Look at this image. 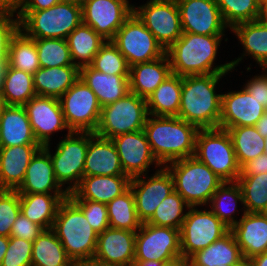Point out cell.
Returning a JSON list of instances; mask_svg holds the SVG:
<instances>
[{"mask_svg":"<svg viewBox=\"0 0 267 266\" xmlns=\"http://www.w3.org/2000/svg\"><path fill=\"white\" fill-rule=\"evenodd\" d=\"M227 73H211L182 77V93L177 117L198 129L219 128L222 94L216 85Z\"/></svg>","mask_w":267,"mask_h":266,"instance_id":"cell-1","label":"cell"},{"mask_svg":"<svg viewBox=\"0 0 267 266\" xmlns=\"http://www.w3.org/2000/svg\"><path fill=\"white\" fill-rule=\"evenodd\" d=\"M223 36L183 32L166 50L172 73L184 77L232 71L230 62L213 66Z\"/></svg>","mask_w":267,"mask_h":266,"instance_id":"cell-2","label":"cell"},{"mask_svg":"<svg viewBox=\"0 0 267 266\" xmlns=\"http://www.w3.org/2000/svg\"><path fill=\"white\" fill-rule=\"evenodd\" d=\"M143 130L154 157L162 166L195 154L199 129L177 116L149 115Z\"/></svg>","mask_w":267,"mask_h":266,"instance_id":"cell-3","label":"cell"},{"mask_svg":"<svg viewBox=\"0 0 267 266\" xmlns=\"http://www.w3.org/2000/svg\"><path fill=\"white\" fill-rule=\"evenodd\" d=\"M52 230L74 264L93 260L98 233L88 223L82 210L69 197L59 205Z\"/></svg>","mask_w":267,"mask_h":266,"instance_id":"cell-4","label":"cell"},{"mask_svg":"<svg viewBox=\"0 0 267 266\" xmlns=\"http://www.w3.org/2000/svg\"><path fill=\"white\" fill-rule=\"evenodd\" d=\"M16 12L19 29L31 39H66L82 23V5L74 0L39 11Z\"/></svg>","mask_w":267,"mask_h":266,"instance_id":"cell-5","label":"cell"},{"mask_svg":"<svg viewBox=\"0 0 267 266\" xmlns=\"http://www.w3.org/2000/svg\"><path fill=\"white\" fill-rule=\"evenodd\" d=\"M165 167L173 177L174 190L190 207L208 205L215 191L224 183L196 157L169 162Z\"/></svg>","mask_w":267,"mask_h":266,"instance_id":"cell-6","label":"cell"},{"mask_svg":"<svg viewBox=\"0 0 267 266\" xmlns=\"http://www.w3.org/2000/svg\"><path fill=\"white\" fill-rule=\"evenodd\" d=\"M194 157L206 164L224 182H236L240 175V167L227 130L199 129Z\"/></svg>","mask_w":267,"mask_h":266,"instance_id":"cell-7","label":"cell"},{"mask_svg":"<svg viewBox=\"0 0 267 266\" xmlns=\"http://www.w3.org/2000/svg\"><path fill=\"white\" fill-rule=\"evenodd\" d=\"M148 116L146 99L128 92L120 100L102 107L95 134L112 139L125 133L143 130Z\"/></svg>","mask_w":267,"mask_h":266,"instance_id":"cell-8","label":"cell"},{"mask_svg":"<svg viewBox=\"0 0 267 266\" xmlns=\"http://www.w3.org/2000/svg\"><path fill=\"white\" fill-rule=\"evenodd\" d=\"M65 136L57 144L54 154L51 155L50 144L43 147L50 153L56 181L61 187L69 184L65 190L68 193H72L84 177L85 158L89 145V132L72 131Z\"/></svg>","mask_w":267,"mask_h":266,"instance_id":"cell-9","label":"cell"},{"mask_svg":"<svg viewBox=\"0 0 267 266\" xmlns=\"http://www.w3.org/2000/svg\"><path fill=\"white\" fill-rule=\"evenodd\" d=\"M111 41L124 55L130 67L156 60L166 54V50L134 12Z\"/></svg>","mask_w":267,"mask_h":266,"instance_id":"cell-10","label":"cell"},{"mask_svg":"<svg viewBox=\"0 0 267 266\" xmlns=\"http://www.w3.org/2000/svg\"><path fill=\"white\" fill-rule=\"evenodd\" d=\"M190 207L180 229L182 260H188L197 251L226 235L230 228L211 210Z\"/></svg>","mask_w":267,"mask_h":266,"instance_id":"cell-11","label":"cell"},{"mask_svg":"<svg viewBox=\"0 0 267 266\" xmlns=\"http://www.w3.org/2000/svg\"><path fill=\"white\" fill-rule=\"evenodd\" d=\"M59 102L66 124L71 131L95 133L102 107L96 94L80 77L59 98Z\"/></svg>","mask_w":267,"mask_h":266,"instance_id":"cell-12","label":"cell"},{"mask_svg":"<svg viewBox=\"0 0 267 266\" xmlns=\"http://www.w3.org/2000/svg\"><path fill=\"white\" fill-rule=\"evenodd\" d=\"M180 262V230L146 222L136 231L134 261Z\"/></svg>","mask_w":267,"mask_h":266,"instance_id":"cell-13","label":"cell"},{"mask_svg":"<svg viewBox=\"0 0 267 266\" xmlns=\"http://www.w3.org/2000/svg\"><path fill=\"white\" fill-rule=\"evenodd\" d=\"M133 12L165 50L183 34L176 0H150Z\"/></svg>","mask_w":267,"mask_h":266,"instance_id":"cell-14","label":"cell"},{"mask_svg":"<svg viewBox=\"0 0 267 266\" xmlns=\"http://www.w3.org/2000/svg\"><path fill=\"white\" fill-rule=\"evenodd\" d=\"M82 23L91 26L105 40L111 41L133 13L128 0H84Z\"/></svg>","mask_w":267,"mask_h":266,"instance_id":"cell-15","label":"cell"},{"mask_svg":"<svg viewBox=\"0 0 267 266\" xmlns=\"http://www.w3.org/2000/svg\"><path fill=\"white\" fill-rule=\"evenodd\" d=\"M146 178L142 179L140 175L130 181L137 217L142 223L147 222L159 204L174 191L173 177L165 166Z\"/></svg>","mask_w":267,"mask_h":266,"instance_id":"cell-16","label":"cell"},{"mask_svg":"<svg viewBox=\"0 0 267 266\" xmlns=\"http://www.w3.org/2000/svg\"><path fill=\"white\" fill-rule=\"evenodd\" d=\"M183 32L198 35H225L228 27L216 0H176Z\"/></svg>","mask_w":267,"mask_h":266,"instance_id":"cell-17","label":"cell"},{"mask_svg":"<svg viewBox=\"0 0 267 266\" xmlns=\"http://www.w3.org/2000/svg\"><path fill=\"white\" fill-rule=\"evenodd\" d=\"M34 136L43 147L50 144V136L64 129L68 134L72 131L67 126L58 98L34 96L24 106Z\"/></svg>","mask_w":267,"mask_h":266,"instance_id":"cell-18","label":"cell"},{"mask_svg":"<svg viewBox=\"0 0 267 266\" xmlns=\"http://www.w3.org/2000/svg\"><path fill=\"white\" fill-rule=\"evenodd\" d=\"M115 144L124 173L130 178L145 176L150 165H162L154 157L144 130L125 133L111 139ZM146 172V173H145Z\"/></svg>","mask_w":267,"mask_h":266,"instance_id":"cell-19","label":"cell"},{"mask_svg":"<svg viewBox=\"0 0 267 266\" xmlns=\"http://www.w3.org/2000/svg\"><path fill=\"white\" fill-rule=\"evenodd\" d=\"M265 112V107L245 88L222 94L219 128L255 126Z\"/></svg>","mask_w":267,"mask_h":266,"instance_id":"cell-20","label":"cell"},{"mask_svg":"<svg viewBox=\"0 0 267 266\" xmlns=\"http://www.w3.org/2000/svg\"><path fill=\"white\" fill-rule=\"evenodd\" d=\"M136 232L108 227L98 234L93 260L108 266H131L135 257Z\"/></svg>","mask_w":267,"mask_h":266,"instance_id":"cell-21","label":"cell"},{"mask_svg":"<svg viewBox=\"0 0 267 266\" xmlns=\"http://www.w3.org/2000/svg\"><path fill=\"white\" fill-rule=\"evenodd\" d=\"M114 175L128 176L124 173L115 144L111 139L89 132L84 177Z\"/></svg>","mask_w":267,"mask_h":266,"instance_id":"cell-22","label":"cell"},{"mask_svg":"<svg viewBox=\"0 0 267 266\" xmlns=\"http://www.w3.org/2000/svg\"><path fill=\"white\" fill-rule=\"evenodd\" d=\"M244 258L267 252V216L262 212L247 213L230 229Z\"/></svg>","mask_w":267,"mask_h":266,"instance_id":"cell-23","label":"cell"},{"mask_svg":"<svg viewBox=\"0 0 267 266\" xmlns=\"http://www.w3.org/2000/svg\"><path fill=\"white\" fill-rule=\"evenodd\" d=\"M18 193L69 194L56 181L50 153L41 147L31 159L26 169L23 183Z\"/></svg>","mask_w":267,"mask_h":266,"instance_id":"cell-24","label":"cell"},{"mask_svg":"<svg viewBox=\"0 0 267 266\" xmlns=\"http://www.w3.org/2000/svg\"><path fill=\"white\" fill-rule=\"evenodd\" d=\"M129 176H87L68 194L71 200H90L108 204L130 188Z\"/></svg>","mask_w":267,"mask_h":266,"instance_id":"cell-25","label":"cell"},{"mask_svg":"<svg viewBox=\"0 0 267 266\" xmlns=\"http://www.w3.org/2000/svg\"><path fill=\"white\" fill-rule=\"evenodd\" d=\"M41 145L0 147V189L17 190Z\"/></svg>","mask_w":267,"mask_h":266,"instance_id":"cell-26","label":"cell"},{"mask_svg":"<svg viewBox=\"0 0 267 266\" xmlns=\"http://www.w3.org/2000/svg\"><path fill=\"white\" fill-rule=\"evenodd\" d=\"M40 145L23 106H5L0 115V147Z\"/></svg>","mask_w":267,"mask_h":266,"instance_id":"cell-27","label":"cell"},{"mask_svg":"<svg viewBox=\"0 0 267 266\" xmlns=\"http://www.w3.org/2000/svg\"><path fill=\"white\" fill-rule=\"evenodd\" d=\"M171 74L167 54L150 62L134 64L129 71V92L147 99Z\"/></svg>","mask_w":267,"mask_h":266,"instance_id":"cell-28","label":"cell"},{"mask_svg":"<svg viewBox=\"0 0 267 266\" xmlns=\"http://www.w3.org/2000/svg\"><path fill=\"white\" fill-rule=\"evenodd\" d=\"M80 78L96 94L101 107L120 100L129 92V75H108L89 65L80 68Z\"/></svg>","mask_w":267,"mask_h":266,"instance_id":"cell-29","label":"cell"},{"mask_svg":"<svg viewBox=\"0 0 267 266\" xmlns=\"http://www.w3.org/2000/svg\"><path fill=\"white\" fill-rule=\"evenodd\" d=\"M80 77V69L75 65L52 68L40 67L33 74L36 95L60 98Z\"/></svg>","mask_w":267,"mask_h":266,"instance_id":"cell-30","label":"cell"},{"mask_svg":"<svg viewBox=\"0 0 267 266\" xmlns=\"http://www.w3.org/2000/svg\"><path fill=\"white\" fill-rule=\"evenodd\" d=\"M20 212L44 230L52 229L61 202L68 194L19 193Z\"/></svg>","mask_w":267,"mask_h":266,"instance_id":"cell-31","label":"cell"},{"mask_svg":"<svg viewBox=\"0 0 267 266\" xmlns=\"http://www.w3.org/2000/svg\"><path fill=\"white\" fill-rule=\"evenodd\" d=\"M231 31L238 37L245 50V54L230 62L232 69L248 55H251L261 68H267V25L254 20L237 24Z\"/></svg>","mask_w":267,"mask_h":266,"instance_id":"cell-32","label":"cell"},{"mask_svg":"<svg viewBox=\"0 0 267 266\" xmlns=\"http://www.w3.org/2000/svg\"><path fill=\"white\" fill-rule=\"evenodd\" d=\"M244 259L231 231L211 243L207 248L197 251L187 261L193 266L235 265Z\"/></svg>","mask_w":267,"mask_h":266,"instance_id":"cell-33","label":"cell"},{"mask_svg":"<svg viewBox=\"0 0 267 266\" xmlns=\"http://www.w3.org/2000/svg\"><path fill=\"white\" fill-rule=\"evenodd\" d=\"M182 93V76L171 74L146 99L148 114L177 116Z\"/></svg>","mask_w":267,"mask_h":266,"instance_id":"cell-34","label":"cell"},{"mask_svg":"<svg viewBox=\"0 0 267 266\" xmlns=\"http://www.w3.org/2000/svg\"><path fill=\"white\" fill-rule=\"evenodd\" d=\"M66 41L72 62L80 69L92 63L93 58L107 40L91 26L81 23L67 36Z\"/></svg>","mask_w":267,"mask_h":266,"instance_id":"cell-35","label":"cell"},{"mask_svg":"<svg viewBox=\"0 0 267 266\" xmlns=\"http://www.w3.org/2000/svg\"><path fill=\"white\" fill-rule=\"evenodd\" d=\"M32 266H74L52 229L43 230L33 241Z\"/></svg>","mask_w":267,"mask_h":266,"instance_id":"cell-36","label":"cell"},{"mask_svg":"<svg viewBox=\"0 0 267 266\" xmlns=\"http://www.w3.org/2000/svg\"><path fill=\"white\" fill-rule=\"evenodd\" d=\"M0 93L7 106H24L36 96L33 75L7 65Z\"/></svg>","mask_w":267,"mask_h":266,"instance_id":"cell-37","label":"cell"},{"mask_svg":"<svg viewBox=\"0 0 267 266\" xmlns=\"http://www.w3.org/2000/svg\"><path fill=\"white\" fill-rule=\"evenodd\" d=\"M229 133L235 156L241 168L249 160L264 154L265 141L255 126L232 127L227 129Z\"/></svg>","mask_w":267,"mask_h":266,"instance_id":"cell-38","label":"cell"},{"mask_svg":"<svg viewBox=\"0 0 267 266\" xmlns=\"http://www.w3.org/2000/svg\"><path fill=\"white\" fill-rule=\"evenodd\" d=\"M7 65L31 75L40 68L35 40L20 29L10 41Z\"/></svg>","mask_w":267,"mask_h":266,"instance_id":"cell-39","label":"cell"},{"mask_svg":"<svg viewBox=\"0 0 267 266\" xmlns=\"http://www.w3.org/2000/svg\"><path fill=\"white\" fill-rule=\"evenodd\" d=\"M238 201L243 204L240 185L237 182H224L210 199V210L231 229L238 222L233 217Z\"/></svg>","mask_w":267,"mask_h":266,"instance_id":"cell-40","label":"cell"},{"mask_svg":"<svg viewBox=\"0 0 267 266\" xmlns=\"http://www.w3.org/2000/svg\"><path fill=\"white\" fill-rule=\"evenodd\" d=\"M109 226L116 229L137 231L142 222L138 219L133 191L129 188L107 204Z\"/></svg>","mask_w":267,"mask_h":266,"instance_id":"cell-41","label":"cell"},{"mask_svg":"<svg viewBox=\"0 0 267 266\" xmlns=\"http://www.w3.org/2000/svg\"><path fill=\"white\" fill-rule=\"evenodd\" d=\"M185 207L190 208L182 196L174 190L159 204L146 223L180 230L187 215V212L183 213Z\"/></svg>","mask_w":267,"mask_h":266,"instance_id":"cell-42","label":"cell"},{"mask_svg":"<svg viewBox=\"0 0 267 266\" xmlns=\"http://www.w3.org/2000/svg\"><path fill=\"white\" fill-rule=\"evenodd\" d=\"M236 182L242 190V210L247 213H263L267 209V173L239 176Z\"/></svg>","mask_w":267,"mask_h":266,"instance_id":"cell-43","label":"cell"},{"mask_svg":"<svg viewBox=\"0 0 267 266\" xmlns=\"http://www.w3.org/2000/svg\"><path fill=\"white\" fill-rule=\"evenodd\" d=\"M40 67L52 68L74 65L66 39H34Z\"/></svg>","mask_w":267,"mask_h":266,"instance_id":"cell-44","label":"cell"},{"mask_svg":"<svg viewBox=\"0 0 267 266\" xmlns=\"http://www.w3.org/2000/svg\"><path fill=\"white\" fill-rule=\"evenodd\" d=\"M216 3L230 30L237 24L258 18L259 0H216Z\"/></svg>","mask_w":267,"mask_h":266,"instance_id":"cell-45","label":"cell"},{"mask_svg":"<svg viewBox=\"0 0 267 266\" xmlns=\"http://www.w3.org/2000/svg\"><path fill=\"white\" fill-rule=\"evenodd\" d=\"M90 66L108 75H129L130 71L126 58L112 41H106L93 58Z\"/></svg>","mask_w":267,"mask_h":266,"instance_id":"cell-46","label":"cell"},{"mask_svg":"<svg viewBox=\"0 0 267 266\" xmlns=\"http://www.w3.org/2000/svg\"><path fill=\"white\" fill-rule=\"evenodd\" d=\"M19 213L20 196L17 190L0 189V236L10 237Z\"/></svg>","mask_w":267,"mask_h":266,"instance_id":"cell-47","label":"cell"},{"mask_svg":"<svg viewBox=\"0 0 267 266\" xmlns=\"http://www.w3.org/2000/svg\"><path fill=\"white\" fill-rule=\"evenodd\" d=\"M33 242L17 237H9L8 249L1 266H32Z\"/></svg>","mask_w":267,"mask_h":266,"instance_id":"cell-48","label":"cell"},{"mask_svg":"<svg viewBox=\"0 0 267 266\" xmlns=\"http://www.w3.org/2000/svg\"><path fill=\"white\" fill-rule=\"evenodd\" d=\"M83 212L88 223L98 233L109 226L107 204L90 200H72Z\"/></svg>","mask_w":267,"mask_h":266,"instance_id":"cell-49","label":"cell"},{"mask_svg":"<svg viewBox=\"0 0 267 266\" xmlns=\"http://www.w3.org/2000/svg\"><path fill=\"white\" fill-rule=\"evenodd\" d=\"M15 13L0 12V61H8L10 41L19 30V19L14 18Z\"/></svg>","mask_w":267,"mask_h":266,"instance_id":"cell-50","label":"cell"},{"mask_svg":"<svg viewBox=\"0 0 267 266\" xmlns=\"http://www.w3.org/2000/svg\"><path fill=\"white\" fill-rule=\"evenodd\" d=\"M43 230L41 226L30 221L20 212L11 228L10 237L22 238L33 242Z\"/></svg>","mask_w":267,"mask_h":266,"instance_id":"cell-51","label":"cell"},{"mask_svg":"<svg viewBox=\"0 0 267 266\" xmlns=\"http://www.w3.org/2000/svg\"><path fill=\"white\" fill-rule=\"evenodd\" d=\"M264 70V71H263ZM261 75H255L248 80L244 88L255 97L265 108L267 107V68H262Z\"/></svg>","mask_w":267,"mask_h":266,"instance_id":"cell-52","label":"cell"},{"mask_svg":"<svg viewBox=\"0 0 267 266\" xmlns=\"http://www.w3.org/2000/svg\"><path fill=\"white\" fill-rule=\"evenodd\" d=\"M267 173V155L262 154L249 160L240 168L239 176H255Z\"/></svg>","mask_w":267,"mask_h":266,"instance_id":"cell-53","label":"cell"},{"mask_svg":"<svg viewBox=\"0 0 267 266\" xmlns=\"http://www.w3.org/2000/svg\"><path fill=\"white\" fill-rule=\"evenodd\" d=\"M63 0H18L16 11H39L48 9Z\"/></svg>","mask_w":267,"mask_h":266,"instance_id":"cell-54","label":"cell"},{"mask_svg":"<svg viewBox=\"0 0 267 266\" xmlns=\"http://www.w3.org/2000/svg\"><path fill=\"white\" fill-rule=\"evenodd\" d=\"M18 0H0V12H16Z\"/></svg>","mask_w":267,"mask_h":266,"instance_id":"cell-55","label":"cell"},{"mask_svg":"<svg viewBox=\"0 0 267 266\" xmlns=\"http://www.w3.org/2000/svg\"><path fill=\"white\" fill-rule=\"evenodd\" d=\"M255 128L262 137L267 136V111L256 122Z\"/></svg>","mask_w":267,"mask_h":266,"instance_id":"cell-56","label":"cell"},{"mask_svg":"<svg viewBox=\"0 0 267 266\" xmlns=\"http://www.w3.org/2000/svg\"><path fill=\"white\" fill-rule=\"evenodd\" d=\"M179 262H158L155 260L134 261L131 266H171Z\"/></svg>","mask_w":267,"mask_h":266,"instance_id":"cell-57","label":"cell"},{"mask_svg":"<svg viewBox=\"0 0 267 266\" xmlns=\"http://www.w3.org/2000/svg\"><path fill=\"white\" fill-rule=\"evenodd\" d=\"M259 14L257 20L267 25V0L259 1Z\"/></svg>","mask_w":267,"mask_h":266,"instance_id":"cell-58","label":"cell"},{"mask_svg":"<svg viewBox=\"0 0 267 266\" xmlns=\"http://www.w3.org/2000/svg\"><path fill=\"white\" fill-rule=\"evenodd\" d=\"M250 260L253 266H267V252L255 255Z\"/></svg>","mask_w":267,"mask_h":266,"instance_id":"cell-59","label":"cell"},{"mask_svg":"<svg viewBox=\"0 0 267 266\" xmlns=\"http://www.w3.org/2000/svg\"><path fill=\"white\" fill-rule=\"evenodd\" d=\"M8 245H9V237L0 236V266L4 258V255L8 249Z\"/></svg>","mask_w":267,"mask_h":266,"instance_id":"cell-60","label":"cell"},{"mask_svg":"<svg viewBox=\"0 0 267 266\" xmlns=\"http://www.w3.org/2000/svg\"><path fill=\"white\" fill-rule=\"evenodd\" d=\"M74 266H108L105 264L98 263L94 260L80 261L74 264Z\"/></svg>","mask_w":267,"mask_h":266,"instance_id":"cell-61","label":"cell"},{"mask_svg":"<svg viewBox=\"0 0 267 266\" xmlns=\"http://www.w3.org/2000/svg\"><path fill=\"white\" fill-rule=\"evenodd\" d=\"M6 67H7V61H0V87L3 83Z\"/></svg>","mask_w":267,"mask_h":266,"instance_id":"cell-62","label":"cell"},{"mask_svg":"<svg viewBox=\"0 0 267 266\" xmlns=\"http://www.w3.org/2000/svg\"><path fill=\"white\" fill-rule=\"evenodd\" d=\"M234 266H253V264L250 259L244 258L239 263L235 264Z\"/></svg>","mask_w":267,"mask_h":266,"instance_id":"cell-63","label":"cell"},{"mask_svg":"<svg viewBox=\"0 0 267 266\" xmlns=\"http://www.w3.org/2000/svg\"><path fill=\"white\" fill-rule=\"evenodd\" d=\"M5 106H6V105H5L4 99H3V97H2V95H1V93H0V115H1L2 110H3V108H4Z\"/></svg>","mask_w":267,"mask_h":266,"instance_id":"cell-64","label":"cell"},{"mask_svg":"<svg viewBox=\"0 0 267 266\" xmlns=\"http://www.w3.org/2000/svg\"><path fill=\"white\" fill-rule=\"evenodd\" d=\"M181 266H193V265L191 263H189L187 260H182Z\"/></svg>","mask_w":267,"mask_h":266,"instance_id":"cell-65","label":"cell"},{"mask_svg":"<svg viewBox=\"0 0 267 266\" xmlns=\"http://www.w3.org/2000/svg\"><path fill=\"white\" fill-rule=\"evenodd\" d=\"M264 141H265V149H264V154L267 155V136L264 137Z\"/></svg>","mask_w":267,"mask_h":266,"instance_id":"cell-66","label":"cell"},{"mask_svg":"<svg viewBox=\"0 0 267 266\" xmlns=\"http://www.w3.org/2000/svg\"><path fill=\"white\" fill-rule=\"evenodd\" d=\"M171 266H181V261L179 263L171 265Z\"/></svg>","mask_w":267,"mask_h":266,"instance_id":"cell-67","label":"cell"},{"mask_svg":"<svg viewBox=\"0 0 267 266\" xmlns=\"http://www.w3.org/2000/svg\"><path fill=\"white\" fill-rule=\"evenodd\" d=\"M74 1L82 3L84 0H74Z\"/></svg>","mask_w":267,"mask_h":266,"instance_id":"cell-68","label":"cell"},{"mask_svg":"<svg viewBox=\"0 0 267 266\" xmlns=\"http://www.w3.org/2000/svg\"><path fill=\"white\" fill-rule=\"evenodd\" d=\"M263 213L267 216V209Z\"/></svg>","mask_w":267,"mask_h":266,"instance_id":"cell-69","label":"cell"}]
</instances>
